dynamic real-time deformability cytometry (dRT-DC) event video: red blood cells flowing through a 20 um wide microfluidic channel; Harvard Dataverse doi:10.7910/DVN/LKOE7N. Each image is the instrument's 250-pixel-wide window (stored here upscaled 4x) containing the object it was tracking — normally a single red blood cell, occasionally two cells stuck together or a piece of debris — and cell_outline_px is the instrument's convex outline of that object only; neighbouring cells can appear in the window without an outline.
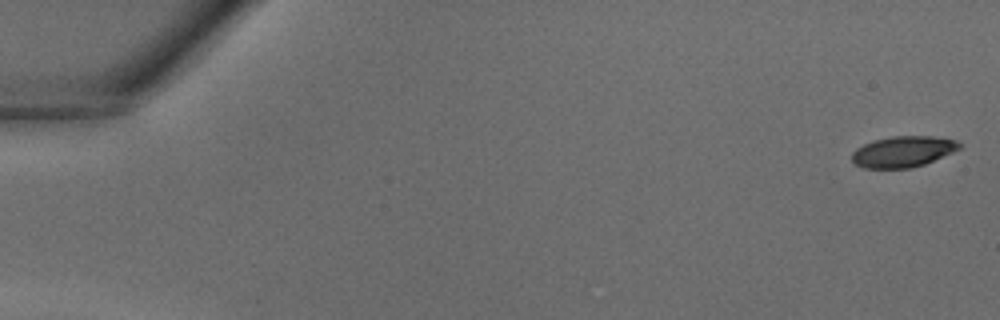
{"species": "common noctule bat (a hibernating species)", "species_latin": "Nyctalus noctula", "temperature_condition": "warm", "stored_images_in_passage": 11, "camera_frame_rate_fps": 3000, "um_per_image_px": 0.085, "animal": {"sex": "male", "body_mass_g": 18.8}, "frame": {"image": 1, "passage_image": 1, "time_ms": 0.0, "image_size_px": [1000, 320], "cell_outline_px": [[964, 144], [960, 148], [952, 152], [924, 164], [912, 168], [864, 168], [856, 164], [852, 160], [852, 152], [856, 148], [872, 140], [892, 136], [932, 136], [956, 140]], "centroid_in_image_um": [76.75, 12.88], "position_along_channel_um": 8.2, "area_um2": 19.42}}
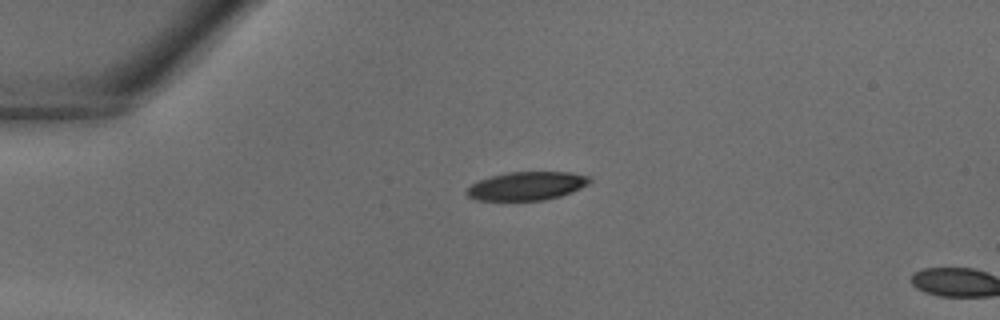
{"frame": {"image": 2, "passage_image": 10, "time_ms": 3.0, "image_size_px": [1000, 320], "cell_outline_px": [[592, 180], [588, 184], [572, 192], [560, 196], [544, 200], [476, 200], [468, 196], [464, 192], [472, 184], [480, 180], [492, 176], [508, 172], [572, 172], [592, 176]], "centroid_in_image_um": [44.81, 15.8], "position_along_channel_um": 40.2, "area_um2": 20.4}}